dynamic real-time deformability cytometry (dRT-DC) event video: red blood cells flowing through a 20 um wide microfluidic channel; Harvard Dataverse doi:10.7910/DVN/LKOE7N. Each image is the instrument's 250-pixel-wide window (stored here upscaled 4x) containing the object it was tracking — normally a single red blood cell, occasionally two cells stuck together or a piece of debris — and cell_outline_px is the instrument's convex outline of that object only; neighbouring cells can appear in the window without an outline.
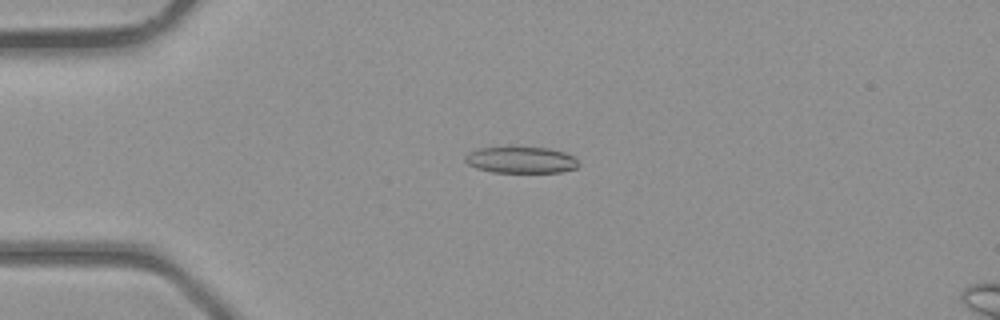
{"species": "common noctule bat (a hibernating species)", "species_latin": "Nyctalus noctula", "temperature_condition": "room temperature", "stored_images_in_passage": 3, "camera_frame_rate_fps": 3000, "um_per_image_px": 0.085, "animal": {"sex": "male", "body_mass_g": 23.1, "forearm_length_mm": 52.7}, "frame": {"image": 1, "passage_image": 1, "time_ms": 0.0, "image_size_px": [1000, 320], "cell_outline_px": [[580, 164], [576, 168], [560, 172], [492, 172], [476, 168], [468, 164], [464, 160], [464, 156], [468, 152], [476, 148], [548, 148], [564, 152], [572, 156]], "centroid_in_image_um": [44.25, 13.6], "position_along_channel_um": 40.8, "area_um2": 17.28}}